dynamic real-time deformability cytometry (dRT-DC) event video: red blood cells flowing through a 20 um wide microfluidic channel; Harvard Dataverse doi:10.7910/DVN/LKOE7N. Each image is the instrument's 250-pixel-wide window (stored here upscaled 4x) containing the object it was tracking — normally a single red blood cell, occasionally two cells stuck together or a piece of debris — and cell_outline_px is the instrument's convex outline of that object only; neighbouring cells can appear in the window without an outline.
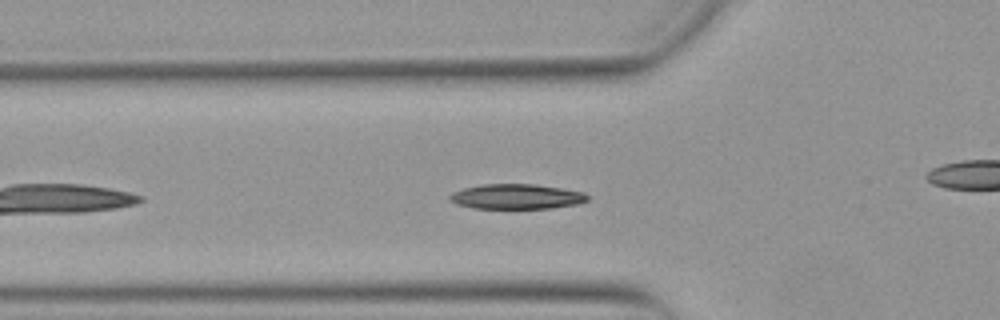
{"species": "Egyptian fruit bat (a non-hibernating species)", "species_latin": "Rousettus aegyptiacus", "temperature_condition": "warm", "stored_images_in_passage": 42, "camera_frame_rate_fps": 3000, "um_per_image_px": 0.085, "animal": {"sex": "female"}, "frame": {"image": 1, "passage_image": 6, "time_ms": 1.667, "image_size_px": [1000, 320], "cell_outline_px": [[588, 200], [576, 204], [552, 208], [472, 208], [456, 204], [448, 200], [448, 196], [452, 192], [464, 188], [480, 184], [532, 184], [560, 188], [584, 192], [588, 196]], "centroid_in_image_um": [43.85, 16.71], "position_along_channel_um": 82.0, "area_um2": 20.06}}
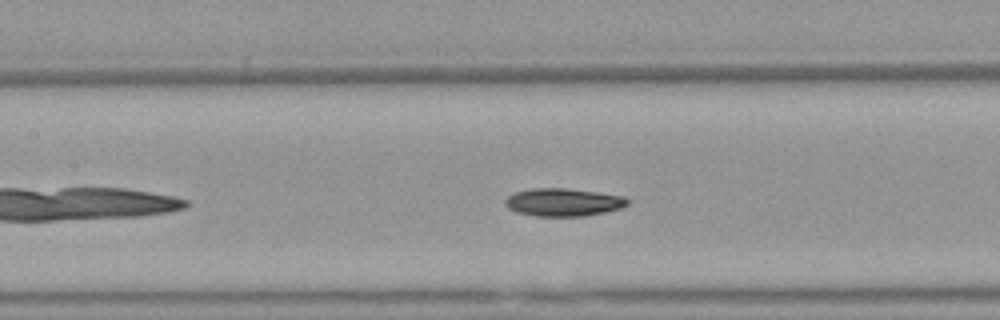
{"frame": {"image": 2, "passage_image": 12, "time_ms": 3.667, "image_size_px": [1000, 320], "cell_outline_px": [[628, 204], [620, 208], [604, 212], [584, 216], [536, 216], [516, 212], [508, 208], [504, 204], [504, 200], [508, 196], [516, 192], [532, 188], [568, 188], [624, 196], [628, 200]], "centroid_in_image_um": [47.85, 17.19], "position_along_channel_um": 159.6, "area_um2": 19.83}}
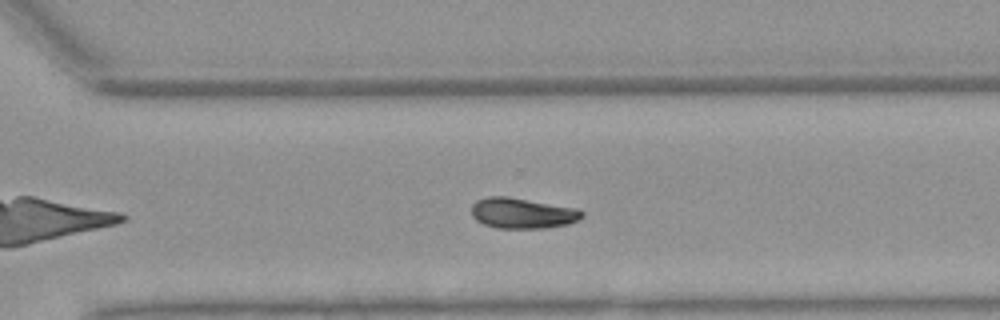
{"frame": {"image": 3, "passage_image": 25, "time_ms": 8.0, "image_size_px": [1000, 320], "cell_outline_px": [[584, 216], [568, 224], [544, 228], [496, 228], [484, 224], [476, 220], [472, 216], [472, 204], [476, 200], [488, 196], [508, 196], [580, 208], [584, 212]], "centroid_in_image_um": [44.42, 18.1], "position_along_channel_um": 326.2, "area_um2": 19.94}, "authors_computed_cell_mechanics": {"area_um2": 19.3052, "velocity_mm_per_s": 3.8546, "shape_relaxation_time_tau1_ms": 3.7693, "shape_relaxation_time_tau2_ms": 8.9983, "deformation_change_tau1": 0.1196, "deformation_change_tau2": 0.1079}}